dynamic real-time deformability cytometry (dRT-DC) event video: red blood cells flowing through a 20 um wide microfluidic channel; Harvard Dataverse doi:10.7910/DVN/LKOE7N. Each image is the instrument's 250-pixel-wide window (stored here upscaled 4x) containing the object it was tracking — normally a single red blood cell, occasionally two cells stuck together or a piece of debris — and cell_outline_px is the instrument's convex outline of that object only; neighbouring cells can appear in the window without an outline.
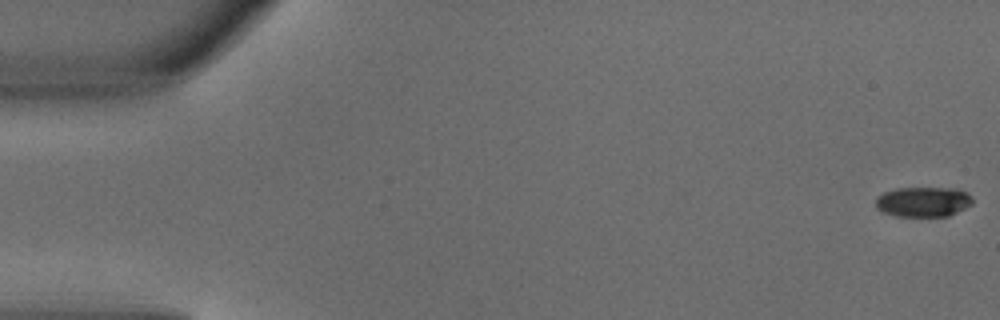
{"species": "common noctule bat (a hibernating species)", "species_latin": "Nyctalus noctula", "temperature_condition": "warm", "stored_images_in_passage": 2, "camera_frame_rate_fps": 3000, "um_per_image_px": 0.085, "animal": {"sex": "male", "body_mass_g": 18.8}, "frame": {"image": 1, "passage_image": 2, "time_ms": 0.333, "image_size_px": [1000, 320], "cell_outline_px": [[972, 204], [948, 216], [896, 216], [884, 212], [876, 208], [876, 196], [884, 192], [896, 188], [956, 188], [968, 192], [972, 200]], "centroid_in_image_um": [78.46, 17.14], "position_along_channel_um": 6.5, "area_um2": 16.94}}